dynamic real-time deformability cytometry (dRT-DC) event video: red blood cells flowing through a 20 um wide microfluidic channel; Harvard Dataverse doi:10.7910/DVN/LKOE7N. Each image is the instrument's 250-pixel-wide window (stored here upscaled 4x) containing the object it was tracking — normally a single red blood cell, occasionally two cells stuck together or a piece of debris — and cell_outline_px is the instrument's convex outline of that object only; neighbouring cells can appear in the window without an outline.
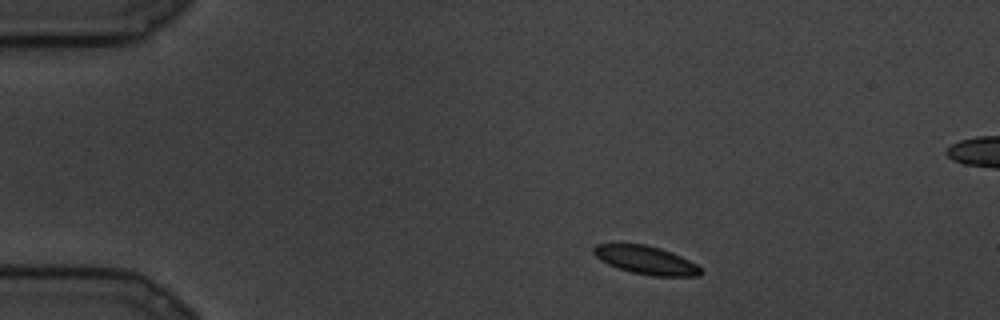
{"species": "common noctule bat (a hibernating species)", "species_latin": "Nyctalus noctula", "temperature_condition": "cold", "stored_images_in_passage": 9, "camera_frame_rate_fps": 3000, "um_per_image_px": 0.085, "animal": {"sex": "male", "body_mass_g": 19.5, "forearm_length_mm": 54.6}, "frame": {"image": 1, "passage_image": 2, "time_ms": 0.333, "image_size_px": [1000, 320], "cell_outline_px": [[704, 272], [700, 276], [652, 276], [632, 272], [608, 264], [600, 260], [592, 252], [592, 248], [596, 244], [644, 244], [660, 248], [672, 252], [696, 264]], "centroid_in_image_um": [54.91, 22.11], "position_along_channel_um": 30.1, "area_um2": 17.57}}
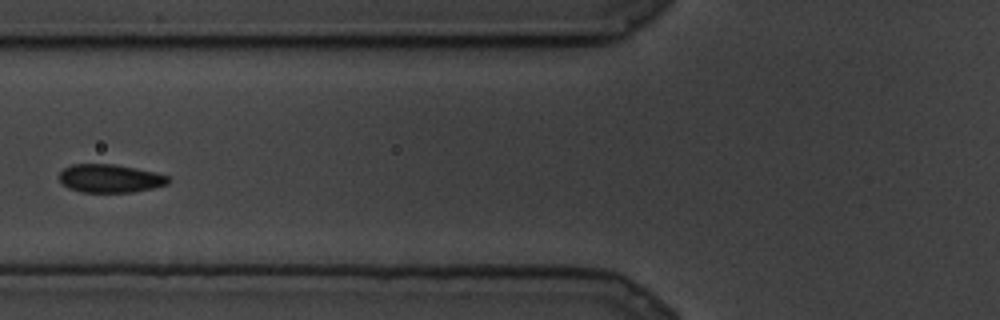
{"frame": {"image": 2, "passage_image": 8, "time_ms": 2.333, "image_size_px": [1000, 320], "cell_outline_px": [[172, 180], [168, 184], [152, 188], [132, 192], [80, 192], [68, 188], [60, 180], [60, 172], [64, 168], [72, 164], [112, 164], [136, 168], [156, 172], [168, 176]], "centroid_in_image_um": [9.38, 15.16], "position_along_channel_um": 116.4, "area_um2": 17.98}}